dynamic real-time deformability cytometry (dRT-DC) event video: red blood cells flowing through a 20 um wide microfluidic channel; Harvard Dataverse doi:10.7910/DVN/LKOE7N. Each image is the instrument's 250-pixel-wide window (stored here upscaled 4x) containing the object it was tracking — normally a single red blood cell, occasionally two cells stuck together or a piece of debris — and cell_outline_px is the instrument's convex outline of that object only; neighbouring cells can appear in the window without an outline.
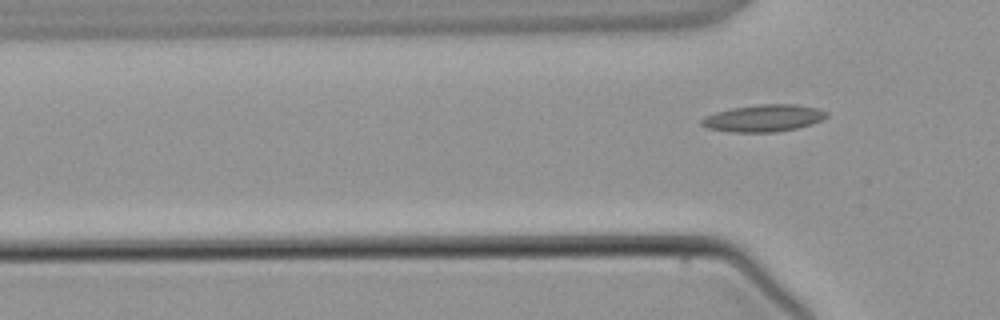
{"species": "common noctule bat (a hibernating species)", "species_latin": "Nyctalus noctula", "temperature_condition": "warm", "stored_images_in_passage": 3, "camera_frame_rate_fps": 3000, "um_per_image_px": 0.085, "animal": {"sex": "male", "body_mass_g": 21.5, "forearm_length_mm": 52.0}, "frame": {"image": 1, "passage_image": 3, "time_ms": 3.333, "image_size_px": [1000, 320], "cell_outline_px": [[828, 116], [812, 124], [796, 128], [776, 132], [732, 132], [708, 128], [700, 124], [700, 120], [704, 116], [716, 112], [732, 108], [760, 104], [796, 104], [816, 108], [828, 112]], "centroid_in_image_um": [64.89, 10.04], "position_along_channel_um": 60.9, "area_um2": 19.65}}